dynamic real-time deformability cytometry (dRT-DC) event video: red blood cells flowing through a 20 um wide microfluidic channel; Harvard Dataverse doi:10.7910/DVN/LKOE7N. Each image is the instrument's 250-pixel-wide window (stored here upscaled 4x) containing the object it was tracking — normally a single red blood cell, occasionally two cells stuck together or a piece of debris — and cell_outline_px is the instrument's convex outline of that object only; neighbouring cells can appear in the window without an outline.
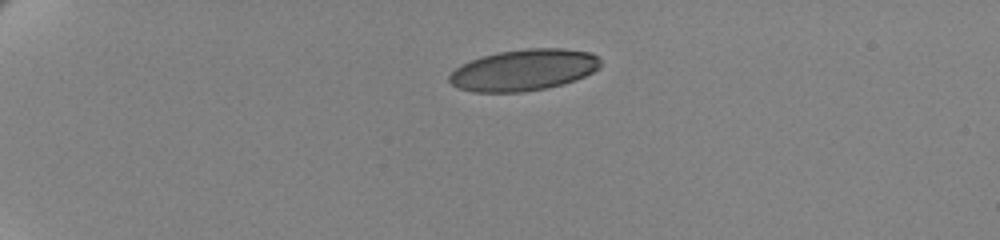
{"species": "human", "species_latin": "Homo sapiens", "temperature_condition": "cold", "stored_images_in_passage": 11, "camera_frame_rate_fps": 3000, "um_per_image_px": 0.085, "donor": {"sex": "female"}, "frame": {"image": 1, "passage_image": 1, "time_ms": 0.0, "image_size_px": [1000, 240], "cell_outline_px": [[600, 68], [584, 76], [560, 84], [544, 88], [520, 92], [472, 92], [460, 88], [452, 84], [448, 80], [448, 76], [460, 64], [480, 56], [500, 52], [528, 48], [564, 48], [592, 52], [600, 60]], "centroid_in_image_um": [44.49, 5.93], "position_along_channel_um": 40.5, "area_um2": 36.3}}
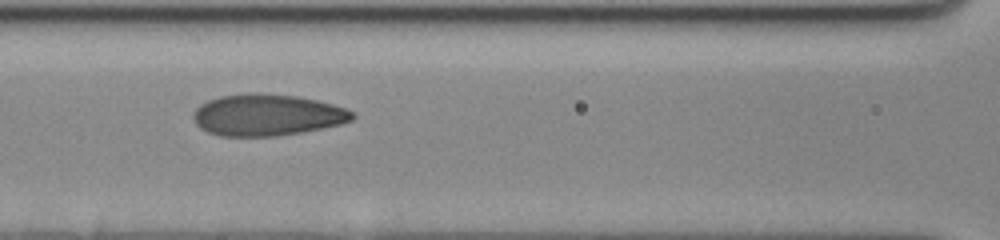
{"frame": {"image": 2, "passage_image": 10, "time_ms": 3.0, "image_size_px": [1000, 240], "cell_outline_px": [[356, 116], [352, 120], [340, 124], [300, 132], [272, 136], [220, 136], [208, 132], [200, 128], [196, 124], [192, 116], [192, 112], [200, 104], [208, 100], [220, 96], [248, 92], [256, 92], [296, 96], [316, 100], [332, 104], [344, 108], [352, 112]], "centroid_in_image_um": [22.65, 9.76], "position_along_channel_um": 144.0, "area_um2": 38.49}}
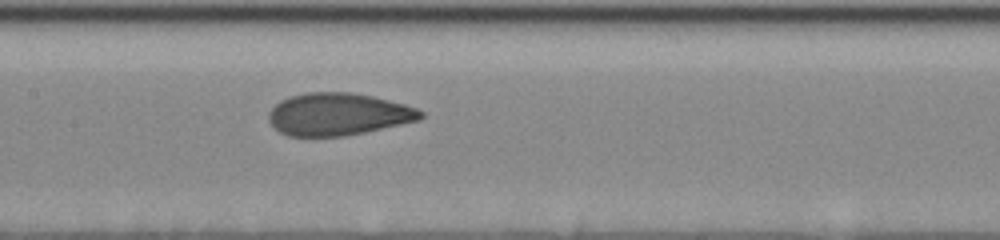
{"frame": {"image": 3, "passage_image": 11, "time_ms": 3.333, "image_size_px": [1000, 240], "cell_outline_px": [[424, 116], [420, 120], [364, 132], [344, 136], [288, 136], [280, 132], [268, 120], [268, 112], [280, 100], [288, 96], [308, 92], [352, 92], [372, 96], [404, 104], [416, 108], [424, 112]], "centroid_in_image_um": [28.73, 9.7], "position_along_channel_um": 178.7, "area_um2": 37.51}}